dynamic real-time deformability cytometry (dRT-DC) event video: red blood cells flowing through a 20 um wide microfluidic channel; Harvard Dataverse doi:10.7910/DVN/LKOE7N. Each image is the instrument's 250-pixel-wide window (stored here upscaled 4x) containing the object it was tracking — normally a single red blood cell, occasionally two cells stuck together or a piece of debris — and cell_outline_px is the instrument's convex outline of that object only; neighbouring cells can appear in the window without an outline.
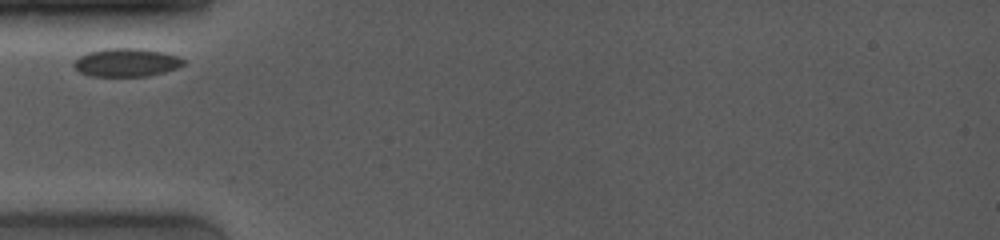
{"species": "common noctule bat (a hibernating species)", "species_latin": "Nyctalus noctula", "temperature_condition": "room temperature", "stored_images_in_passage": 30, "camera_frame_rate_fps": 4000, "um_per_image_px": 0.085, "animal": {"sex": "female", "body_mass_g": 19.0, "forearm_length_mm": 53.3}, "frame": {"image": 1, "passage_image": 1, "time_ms": 0.0, "image_size_px": [1000, 240], "cell_outline_px": [[184, 64], [176, 68], [164, 72], [148, 76], [92, 76], [80, 72], [72, 64], [80, 56], [88, 52], [104, 48], [140, 48], [160, 52], [176, 56], [184, 60]], "centroid_in_image_um": [10.72, 5.31], "position_along_channel_um": 74.3, "area_um2": 17.86}}
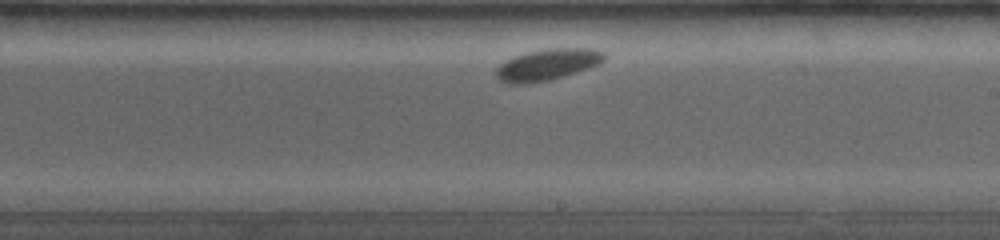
{"frame": {"image": 2, "passage_image": 15, "time_ms": 4.75, "image_size_px": [1000, 240], "cell_outline_px": [[604, 60], [600, 64], [564, 76], [548, 80], [524, 84], [512, 84], [500, 80], [496, 76], [496, 68], [500, 64], [512, 56], [528, 52], [548, 48], [592, 48], [604, 52]], "centroid_in_image_um": [46.52, 5.48], "position_along_channel_um": 242.5, "area_um2": 19.71}}
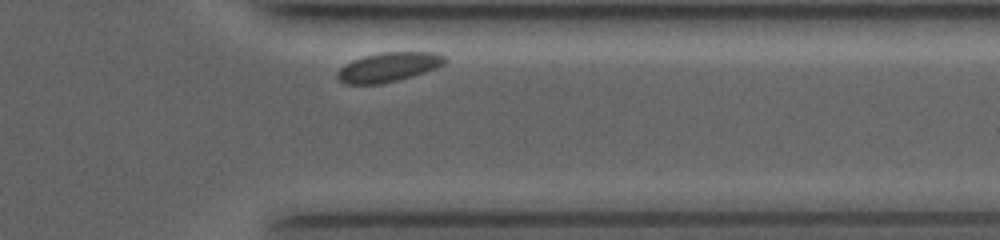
{"frame": {"image": 3, "passage_image": 28, "time_ms": 8.5, "image_size_px": [1000, 240], "cell_outline_px": [[448, 60], [444, 64], [436, 68], [400, 80], [380, 84], [344, 84], [336, 76], [336, 72], [344, 64], [352, 60], [364, 56], [380, 52], [436, 52], [444, 56]], "centroid_in_image_um": [33.01, 5.7], "position_along_channel_um": 378.4, "area_um2": 18.55}}